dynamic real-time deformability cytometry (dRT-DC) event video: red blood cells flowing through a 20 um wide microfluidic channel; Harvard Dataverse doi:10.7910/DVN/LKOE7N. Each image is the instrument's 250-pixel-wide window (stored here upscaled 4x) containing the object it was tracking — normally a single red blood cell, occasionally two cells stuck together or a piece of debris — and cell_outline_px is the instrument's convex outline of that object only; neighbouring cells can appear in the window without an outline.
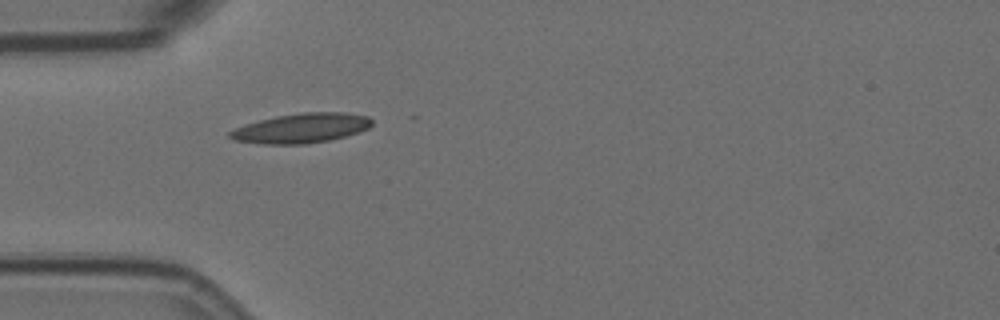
{"species": "Egyptian fruit bat (a non-hibernating species)", "species_latin": "Rousettus aegyptiacus", "temperature_condition": "room temperature", "stored_images_in_passage": 1, "camera_frame_rate_fps": 3000, "um_per_image_px": 0.085, "animal": {"sex": "female"}, "frame": {"image": 1, "passage_image": 1, "time_ms": 0.0, "image_size_px": [1000, 320], "cell_outline_px": [[372, 124], [368, 128], [344, 136], [328, 140], [304, 144], [264, 144], [236, 140], [228, 136], [228, 132], [244, 124], [276, 116], [300, 112], [344, 112], [368, 116], [372, 120]], "centroid_in_image_um": [25.6, 10.88], "position_along_channel_um": 59.4, "area_um2": 24.33}}